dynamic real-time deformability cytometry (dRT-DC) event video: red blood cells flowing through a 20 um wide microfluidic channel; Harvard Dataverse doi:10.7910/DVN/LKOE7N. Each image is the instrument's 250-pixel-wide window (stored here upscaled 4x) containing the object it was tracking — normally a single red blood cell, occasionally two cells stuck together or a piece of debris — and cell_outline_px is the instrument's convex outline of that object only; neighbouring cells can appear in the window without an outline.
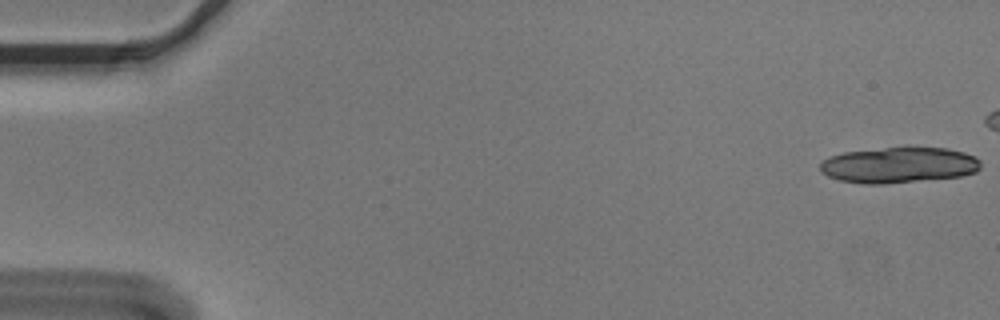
{"species": "Egyptian fruit bat (a non-hibernating species)", "species_latin": "Rousettus aegyptiacus", "temperature_condition": "cold", "stored_images_in_passage": 17, "camera_frame_rate_fps": 3000, "um_per_image_px": 0.085, "animal": {"sex": "male"}, "frame": {"image": 1, "passage_image": 1, "time_ms": 0.0, "image_size_px": [1000, 320], "cell_outline_px": [[980, 168], [976, 172], [960, 176], [884, 184], [864, 184], [840, 180], [828, 176], [820, 172], [820, 164], [824, 160], [832, 156], [844, 152], [904, 144], [948, 148], [964, 152], [976, 156], [980, 160]], "centroid_in_image_um": [76.43, 13.98], "position_along_channel_um": 8.6, "area_um2": 34.51}}